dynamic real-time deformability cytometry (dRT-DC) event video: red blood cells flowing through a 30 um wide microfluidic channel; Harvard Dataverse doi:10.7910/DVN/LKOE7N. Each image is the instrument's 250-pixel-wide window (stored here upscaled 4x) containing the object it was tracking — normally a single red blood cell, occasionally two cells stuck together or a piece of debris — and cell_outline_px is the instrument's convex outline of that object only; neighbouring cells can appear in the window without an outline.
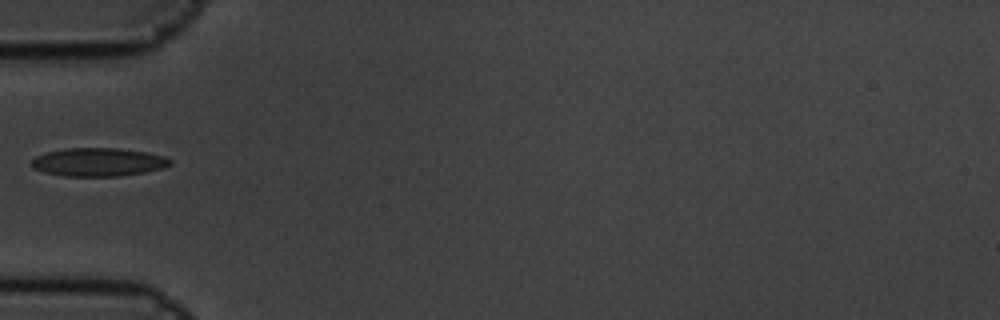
{"species": "common noctule bat (a hibernating species)", "species_latin": "Nyctalus noctula", "temperature_condition": "cold", "stored_images_in_passage": 4, "camera_frame_rate_fps": 3000, "um_per_image_px": 0.085, "animal": {"sex": "male", "body_mass_g": 19.5, "forearm_length_mm": 54.6}, "frame": {"image": 1, "passage_image": 1, "time_ms": 0.0, "image_size_px": [1000, 320], "cell_outline_px": [[172, 164], [164, 168], [144, 172], [120, 176], [64, 176], [44, 172], [32, 168], [28, 164], [36, 156], [48, 152], [64, 148], [116, 148], [144, 152], [164, 156], [172, 160]], "centroid_in_image_um": [8.33, 13.78], "position_along_channel_um": 76.7, "area_um2": 22.95}}
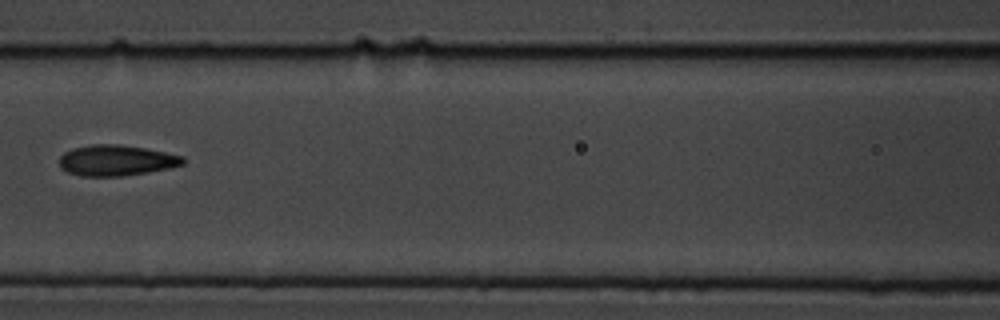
{"frame": {"image": 2, "passage_image": 3, "time_ms": 0.667, "image_size_px": [1000, 320], "cell_outline_px": [[184, 164], [168, 168], [148, 172], [124, 176], [80, 176], [68, 172], [60, 168], [60, 156], [64, 152], [72, 148], [92, 144], [116, 144], [144, 148], [184, 156]], "centroid_in_image_um": [9.86, 13.63], "position_along_channel_um": 156.7, "area_um2": 22.14}}
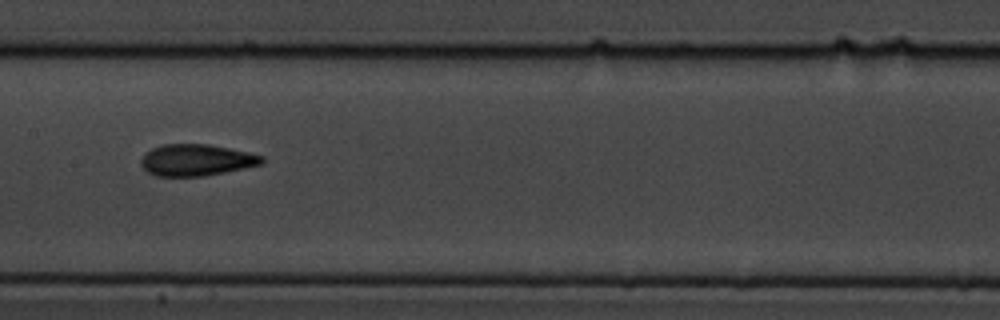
{"frame": {"image": 3, "passage_image": 4, "time_ms": 1.0, "image_size_px": [1000, 320], "cell_outline_px": [[264, 160], [260, 164], [244, 168], [204, 176], [156, 176], [148, 172], [140, 164], [140, 160], [144, 152], [152, 148], [164, 144], [208, 144], [248, 152], [264, 156]], "centroid_in_image_um": [16.65, 13.6], "position_along_channel_um": 190.8, "area_um2": 22.2}}